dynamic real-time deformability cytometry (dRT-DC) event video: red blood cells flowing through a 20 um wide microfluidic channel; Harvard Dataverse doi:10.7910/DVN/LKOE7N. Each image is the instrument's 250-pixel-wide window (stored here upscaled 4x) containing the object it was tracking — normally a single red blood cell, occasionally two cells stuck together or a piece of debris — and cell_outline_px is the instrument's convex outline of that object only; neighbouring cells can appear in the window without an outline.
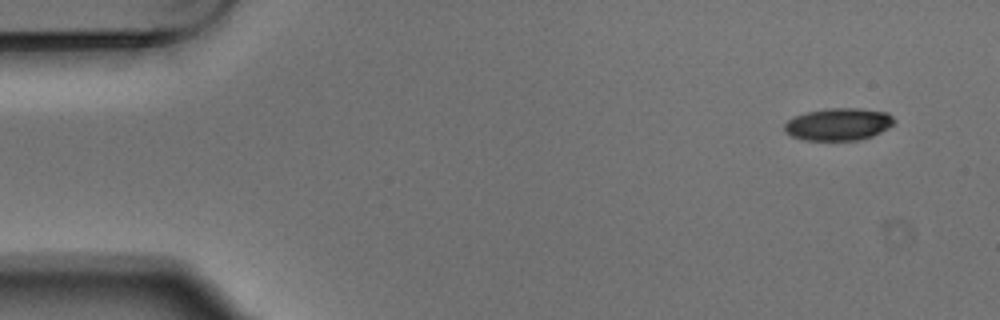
{"species": "Egyptian fruit bat (a non-hibernating species)", "species_latin": "Rousettus aegyptiacus", "temperature_condition": "warm", "stored_images_in_passage": 5, "camera_frame_rate_fps": 3000, "um_per_image_px": 0.085, "animal": {"sex": "male"}, "frame": {"image": 1, "passage_image": 1, "time_ms": 0.0, "image_size_px": [1000, 320], "cell_outline_px": [[896, 120], [888, 128], [872, 136], [860, 140], [804, 140], [792, 136], [784, 128], [784, 124], [788, 120], [796, 116], [808, 112], [828, 108], [860, 108], [888, 112]], "centroid_in_image_um": [71.31, 10.56], "position_along_channel_um": 13.7, "area_um2": 20.58}}
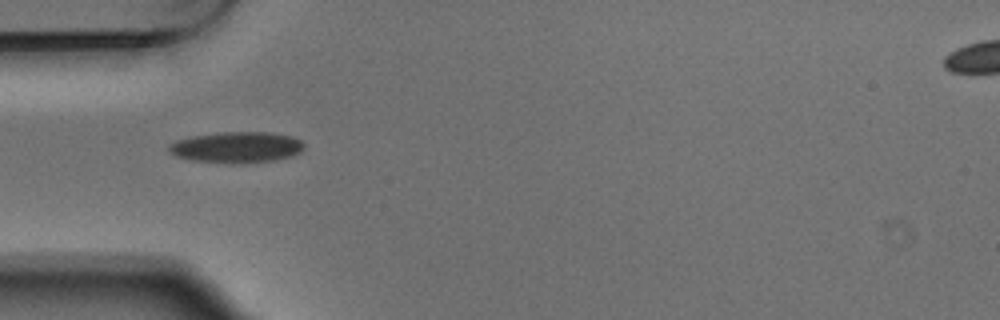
{"frame": {"image": 2, "passage_image": 4, "time_ms": 1.0, "image_size_px": [1000, 320], "cell_outline_px": [[304, 148], [300, 152], [292, 156], [276, 160], [240, 164], [232, 164], [192, 160], [176, 156], [168, 148], [168, 144], [176, 140], [192, 136], [220, 132], [268, 132], [292, 136], [300, 140], [304, 144]], "centroid_in_image_um": [20.13, 12.52], "position_along_channel_um": 64.9, "area_um2": 24.62}}
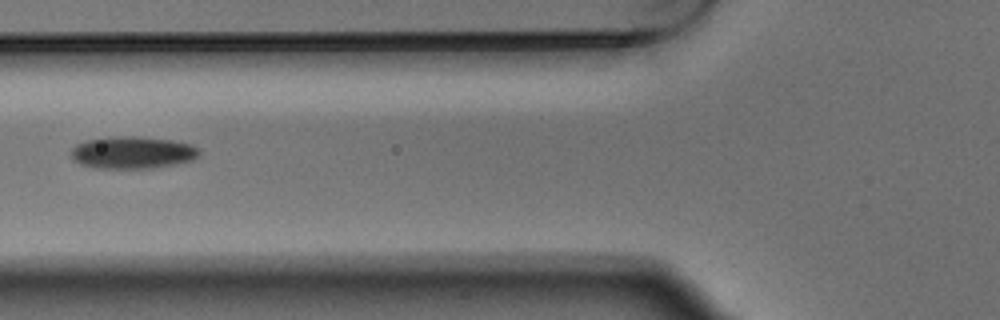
{"frame": {"image": 3, "passage_image": 5, "time_ms": 1.333, "image_size_px": [1000, 320], "cell_outline_px": [[200, 156], [192, 160], [176, 164], [152, 168], [96, 168], [80, 164], [72, 160], [72, 148], [76, 144], [84, 140], [108, 136], [132, 136], [172, 140], [192, 144], [200, 148]], "centroid_in_image_um": [11.27, 12.96], "position_along_channel_um": 114.5, "area_um2": 24.39}}